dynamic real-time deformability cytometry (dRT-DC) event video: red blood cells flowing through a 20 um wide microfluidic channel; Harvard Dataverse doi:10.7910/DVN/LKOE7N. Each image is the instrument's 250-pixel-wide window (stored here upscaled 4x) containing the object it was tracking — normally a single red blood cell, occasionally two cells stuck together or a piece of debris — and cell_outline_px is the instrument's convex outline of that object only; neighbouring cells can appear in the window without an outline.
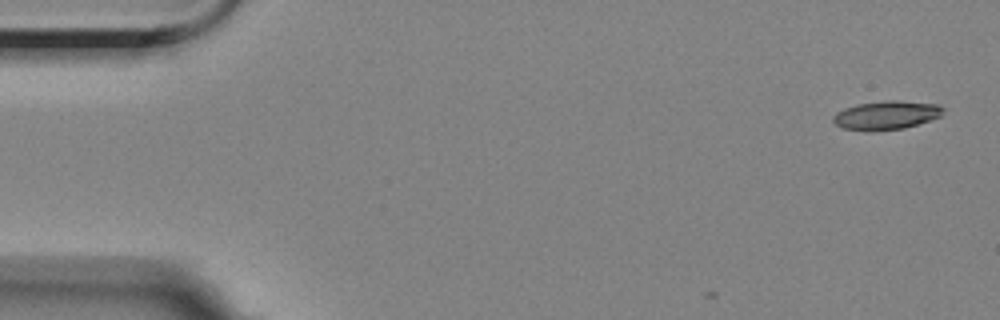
{"species": "Egyptian fruit bat (a non-hibernating species)", "species_latin": "Rousettus aegyptiacus", "temperature_condition": "room temperature", "stored_images_in_passage": 2, "camera_frame_rate_fps": 3000, "um_per_image_px": 0.085, "animal": {"sex": "female"}, "frame": {"image": 1, "passage_image": 2, "time_ms": 0.333, "image_size_px": [1000, 320], "cell_outline_px": [[944, 108], [940, 116], [904, 128], [872, 132], [868, 132], [844, 128], [836, 124], [832, 120], [832, 116], [836, 112], [844, 108], [856, 104], [888, 100], [896, 100], [940, 104]], "centroid_in_image_um": [75.3, 9.79], "position_along_channel_um": 9.7, "area_um2": 18.5}}